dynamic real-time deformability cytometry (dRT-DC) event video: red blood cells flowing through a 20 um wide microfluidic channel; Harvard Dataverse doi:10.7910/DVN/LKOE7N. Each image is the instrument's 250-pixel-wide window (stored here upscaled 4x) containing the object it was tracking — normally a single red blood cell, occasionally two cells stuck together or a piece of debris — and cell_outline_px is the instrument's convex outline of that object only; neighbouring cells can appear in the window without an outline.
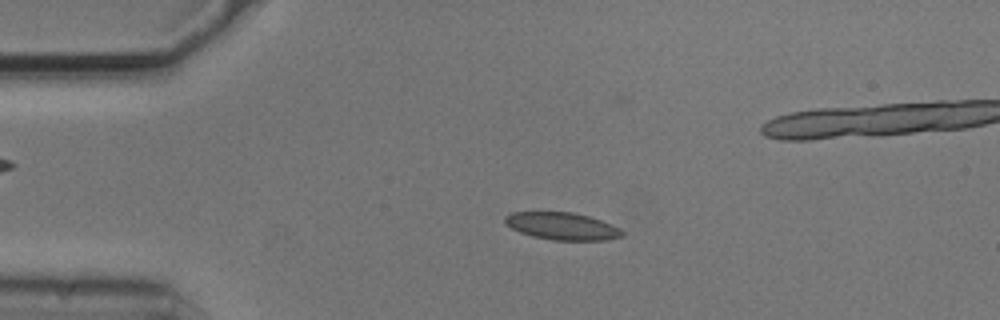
{"species": "common noctule bat (a hibernating species)", "species_latin": "Nyctalus noctula", "temperature_condition": "cold", "stored_images_in_passage": 45, "camera_frame_rate_fps": 3000, "um_per_image_px": 0.085, "animal": {"sex": "male", "body_mass_g": 20.5, "forearm_length_mm": 52.5}, "frame": {"image": 1, "passage_image": 2, "time_ms": 0.333, "image_size_px": [1000, 320], "cell_outline_px": [[624, 236], [604, 240], [552, 240], [532, 236], [520, 232], [504, 224], [504, 216], [512, 212], [572, 212], [588, 216], [612, 224], [620, 228], [624, 232]], "centroid_in_image_um": [47.77, 19.22], "position_along_channel_um": 37.2, "area_um2": 18.73}}
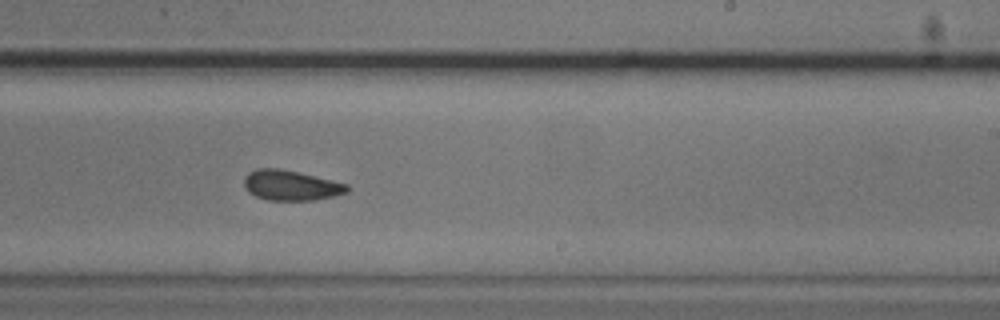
{"frame": {"image": 2, "passage_image": 23, "time_ms": 7.333, "image_size_px": [1000, 320], "cell_outline_px": [[348, 192], [336, 196], [316, 200], [268, 200], [256, 196], [248, 192], [244, 184], [244, 176], [248, 172], [256, 168], [280, 168], [348, 184]], "centroid_in_image_um": [24.71, 15.75], "position_along_channel_um": 264.3, "area_um2": 18.15}}
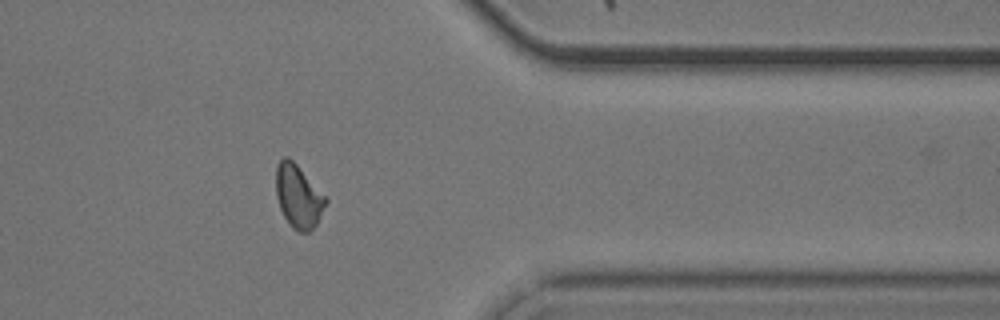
{"frame": {"image": 3, "passage_image": 34, "time_ms": 11.0, "image_size_px": [1000, 320], "cell_outline_px": [[328, 200], [316, 224], [308, 232], [300, 232], [292, 228], [284, 216], [280, 208], [276, 196], [276, 168], [280, 160], [284, 156], [288, 156], [328, 196]], "centroid_in_image_um": [25.37, 16.67], "position_along_channel_um": 386.0, "area_um2": 18.38}, "authors_computed_cell_mechanics": {"area_um2": 18.2648, "velocity_mm_per_s": 3.7064, "shape_relaxation_time_tau1_ms": null, "shape_relaxation_time_tau2_ms": 4.0313, "deformation_change_tau1": null, "deformation_change_tau2": 0.0778}}